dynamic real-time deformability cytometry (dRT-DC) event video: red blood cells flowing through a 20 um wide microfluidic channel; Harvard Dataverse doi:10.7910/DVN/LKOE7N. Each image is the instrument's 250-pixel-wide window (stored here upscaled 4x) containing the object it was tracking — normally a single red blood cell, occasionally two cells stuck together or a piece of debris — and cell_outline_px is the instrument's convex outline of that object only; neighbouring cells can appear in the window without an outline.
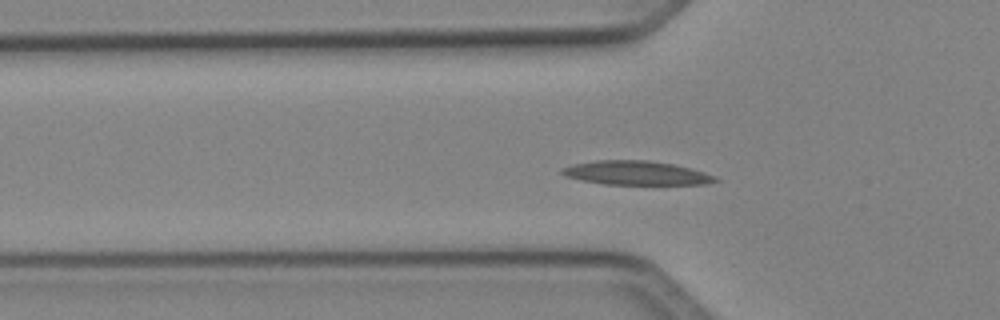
{"species": "Egyptian fruit bat (a non-hibernating species)", "species_latin": "Rousettus aegyptiacus", "temperature_condition": "cold", "stored_images_in_passage": 36, "segment_of_instrument_passage": [1, 2], "camera_frame_rate_fps": 3000, "um_per_image_px": 0.085, "animal": {"sex": "female"}, "frame": {"image": 1, "passage_image": 2, "time_ms": 0.333, "image_size_px": [1000, 320], "cell_outline_px": [[720, 180], [704, 184], [604, 184], [580, 180], [564, 176], [560, 172], [560, 168], [572, 164], [596, 160], [648, 160], [672, 164], [692, 168], [716, 176]], "centroid_in_image_um": [54.04, 14.69], "position_along_channel_um": 71.8, "area_um2": 21.5}}
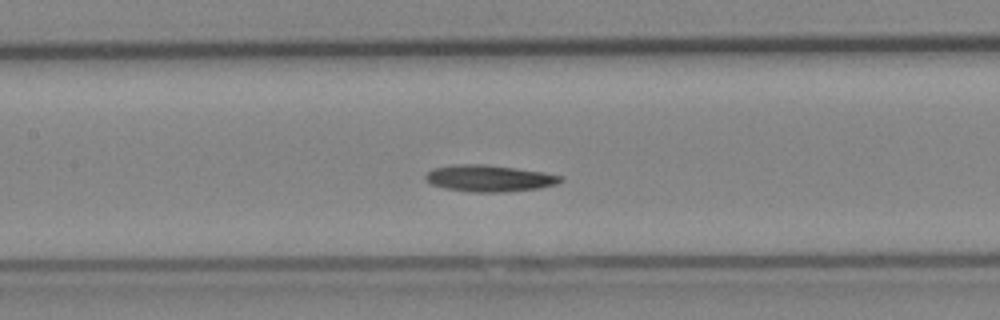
{"frame": {"image": 2, "passage_image": 9, "time_ms": 2.667, "image_size_px": [1000, 320], "cell_outline_px": [[564, 180], [556, 184], [540, 188], [504, 192], [472, 192], [444, 188], [432, 184], [424, 176], [432, 168], [452, 164], [488, 164], [544, 172], [564, 176]], "centroid_in_image_um": [41.61, 15.15], "position_along_channel_um": 165.8, "area_um2": 21.1}}
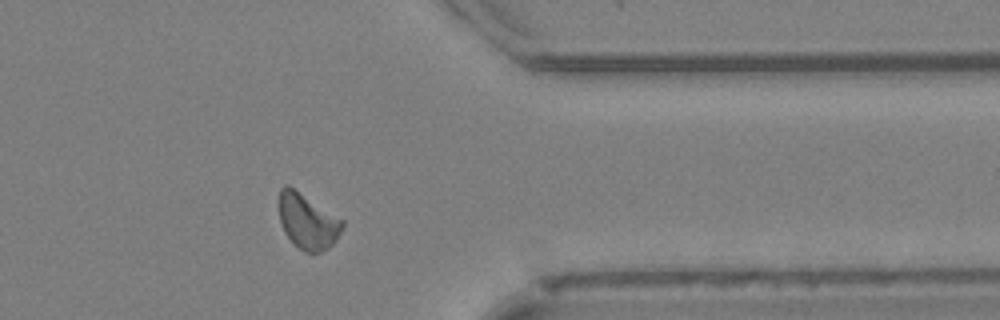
{"frame": {"image": 3, "passage_image": 26, "time_ms": 8.333, "image_size_px": [1000, 320], "cell_outline_px": [[344, 224], [336, 240], [328, 248], [320, 252], [304, 252], [284, 232], [280, 220], [280, 188], [284, 184], [288, 184], [344, 220]], "centroid_in_image_um": [26.16, 18.79], "position_along_channel_um": 385.2, "area_um2": 20.17}}